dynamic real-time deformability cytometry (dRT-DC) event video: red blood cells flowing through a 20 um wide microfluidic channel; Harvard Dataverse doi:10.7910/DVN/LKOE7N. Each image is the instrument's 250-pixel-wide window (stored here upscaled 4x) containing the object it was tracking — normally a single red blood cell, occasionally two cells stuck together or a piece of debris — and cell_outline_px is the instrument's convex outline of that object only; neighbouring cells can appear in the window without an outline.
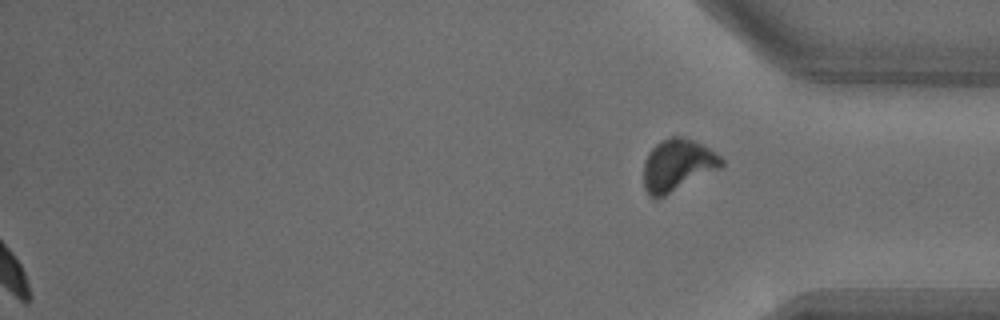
{"species": "common noctule bat (a hibernating species)", "species_latin": "Nyctalus noctula", "temperature_condition": "warm", "stored_images_in_passage": 26, "segment_of_instrument_passage": [2, 2], "camera_frame_rate_fps": 3000, "um_per_image_px": 0.085, "animal": {"sex": "male", "body_mass_g": 18.8}, "frame": {"image": 1, "passage_image": 26, "time_ms": 8.333, "image_size_px": [1000, 320], "cell_outline_px": [[724, 164], [720, 168], [656, 200], [648, 196], [644, 188], [644, 160], [648, 152], [660, 140], [672, 136], [680, 136], [692, 140], [708, 148], [720, 156], [724, 160]], "centroid_in_image_um": [57.55, 14.05], "position_along_channel_um": 377.7, "area_um2": 23.52}}